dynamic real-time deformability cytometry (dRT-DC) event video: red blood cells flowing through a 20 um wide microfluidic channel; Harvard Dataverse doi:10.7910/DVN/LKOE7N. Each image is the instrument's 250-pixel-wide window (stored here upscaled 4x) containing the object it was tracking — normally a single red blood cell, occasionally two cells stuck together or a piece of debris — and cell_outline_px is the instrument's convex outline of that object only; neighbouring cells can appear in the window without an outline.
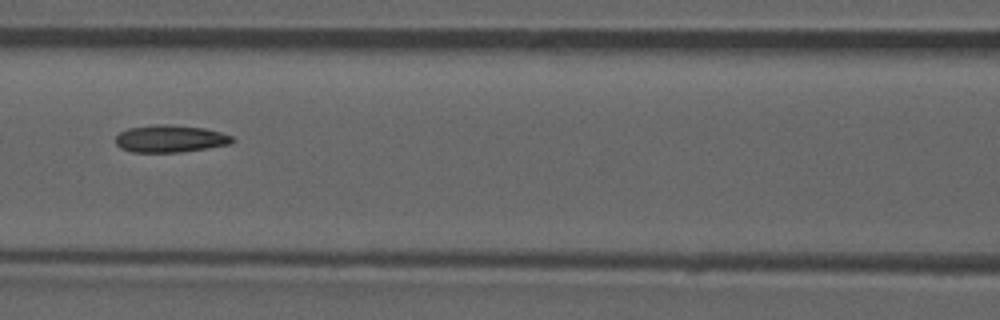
{"species": "common noctule bat (a hibernating species)", "species_latin": "Nyctalus noctula", "temperature_condition": "room temperature", "stored_images_in_passage": 52, "camera_frame_rate_fps": 3000, "um_per_image_px": 0.085, "animal": {"sex": "male", "forearm_length_mm": 52.5}, "frame": {"image": 1, "passage_image": 23, "time_ms": 7.333, "image_size_px": [1000, 320], "cell_outline_px": [[236, 140], [232, 144], [180, 152], [132, 152], [120, 148], [116, 144], [116, 136], [120, 132], [128, 128], [156, 124], [168, 124], [204, 128], [220, 132], [232, 136]], "centroid_in_image_um": [14.47, 11.79], "position_along_channel_um": 152.1, "area_um2": 18.61}, "authors_computed_cell_mechanics": {"area_um2": 18.5249, "velocity_mm_per_s": 3.8809, "shape_relaxation_time_tau1_ms": null, "shape_relaxation_time_tau2_ms": 3.5643, "deformation_change_tau1": null, "deformation_change_tau2": 0.1244}}